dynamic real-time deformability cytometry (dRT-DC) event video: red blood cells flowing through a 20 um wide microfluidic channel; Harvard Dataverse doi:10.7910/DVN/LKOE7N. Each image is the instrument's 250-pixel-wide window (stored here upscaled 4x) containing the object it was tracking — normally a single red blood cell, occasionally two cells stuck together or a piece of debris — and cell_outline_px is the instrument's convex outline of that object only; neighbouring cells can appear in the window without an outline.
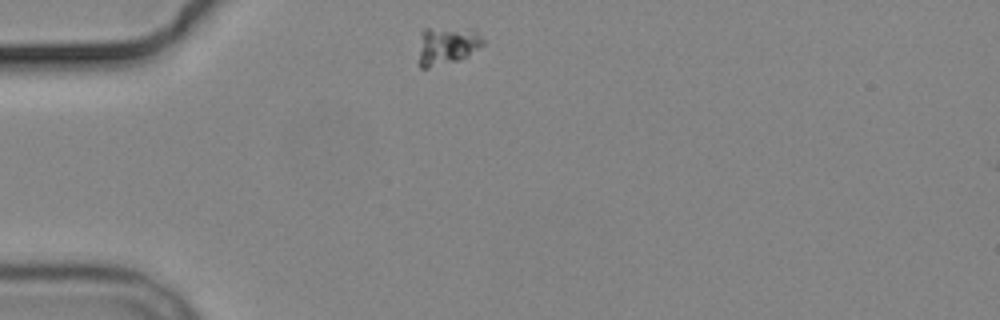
{"species": "common noctule bat (a hibernating species)", "species_latin": "Nyctalus noctula", "temperature_condition": "cold", "stored_images_in_passage": 4, "camera_frame_rate_fps": 3000, "um_per_image_px": 0.085, "animal": {"sex": "male", "body_mass_g": 19.2, "forearm_length_mm": 51.8}, "frame": {"image": 1, "passage_image": 1, "time_ms": 0.0, "image_size_px": [1000, 320], "cell_outline_px": [[484, 44], [468, 56], [460, 60], [428, 68], [420, 68], [420, 32], [424, 28], [476, 28], [484, 40]], "centroid_in_image_um": [38.04, 3.84], "position_along_channel_um": 47.0, "area_um2": 14.51}}
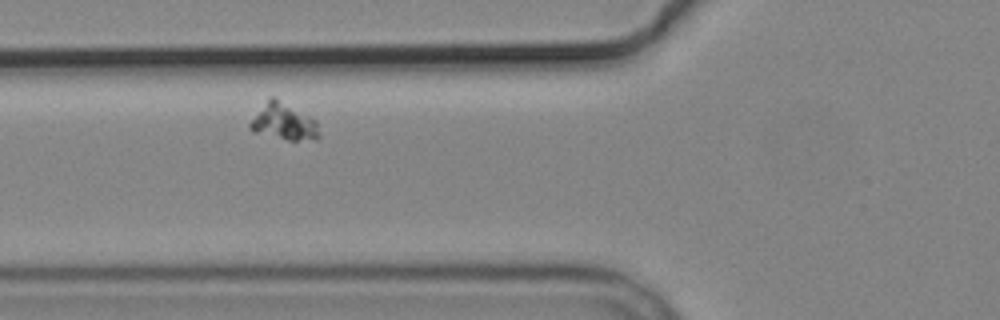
{"frame": {"image": 2, "passage_image": 3, "time_ms": 2.333, "image_size_px": [1000, 320], "cell_outline_px": [[320, 136], [316, 140], [288, 140], [252, 132], [248, 128], [248, 124], [268, 96], [276, 96], [316, 120]], "centroid_in_image_um": [24.09, 10.33], "position_along_channel_um": 101.7, "area_um2": 15.09}}
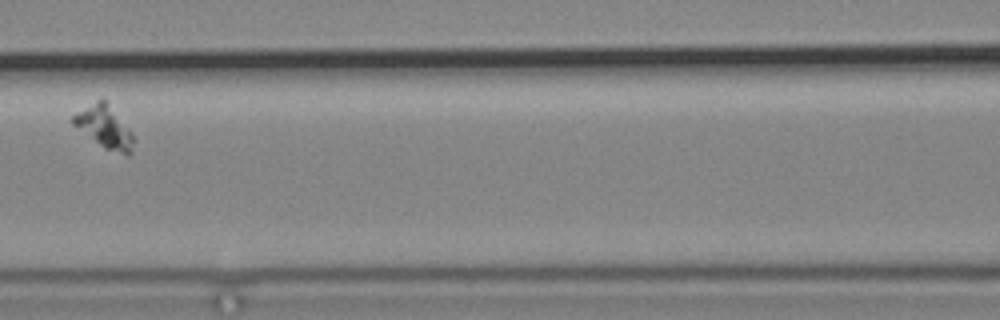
{"frame": {"image": 3, "passage_image": 4, "time_ms": 4.0, "image_size_px": [1000, 320], "cell_outline_px": [[132, 152], [128, 156], [104, 148], [72, 124], [72, 116], [100, 96], [104, 96], [132, 132]], "centroid_in_image_um": [8.88, 10.74], "position_along_channel_um": 157.7, "area_um2": 14.97}}